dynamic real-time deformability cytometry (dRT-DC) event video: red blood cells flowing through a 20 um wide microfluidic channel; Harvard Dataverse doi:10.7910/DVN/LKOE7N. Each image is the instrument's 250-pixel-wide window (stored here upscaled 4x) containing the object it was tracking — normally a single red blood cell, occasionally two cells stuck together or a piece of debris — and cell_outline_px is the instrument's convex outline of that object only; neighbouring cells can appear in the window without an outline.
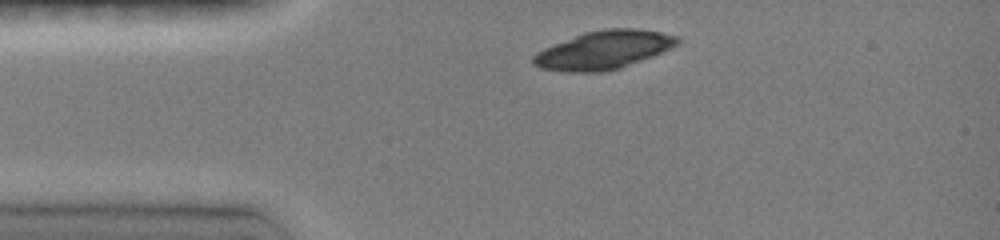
{"species": "common noctule bat (a hibernating species)", "species_latin": "Nyctalus noctula", "temperature_condition": "room temperature", "stored_images_in_passage": 2, "camera_frame_rate_fps": 3000, "um_per_image_px": 0.085, "animal": {"sex": "female", "body_mass_g": 19.0, "forearm_length_mm": 51.5}, "frame": {"image": 1, "passage_image": 1, "time_ms": 0.0, "image_size_px": [1000, 240], "cell_outline_px": [[680, 44], [672, 48], [652, 56], [620, 68], [608, 72], [564, 72], [540, 68], [532, 64], [532, 56], [536, 52], [544, 48], [584, 32], [604, 28], [636, 28], [660, 32], [680, 36]], "centroid_in_image_um": [51.32, 4.25], "position_along_channel_um": 33.7, "area_um2": 32.48}}